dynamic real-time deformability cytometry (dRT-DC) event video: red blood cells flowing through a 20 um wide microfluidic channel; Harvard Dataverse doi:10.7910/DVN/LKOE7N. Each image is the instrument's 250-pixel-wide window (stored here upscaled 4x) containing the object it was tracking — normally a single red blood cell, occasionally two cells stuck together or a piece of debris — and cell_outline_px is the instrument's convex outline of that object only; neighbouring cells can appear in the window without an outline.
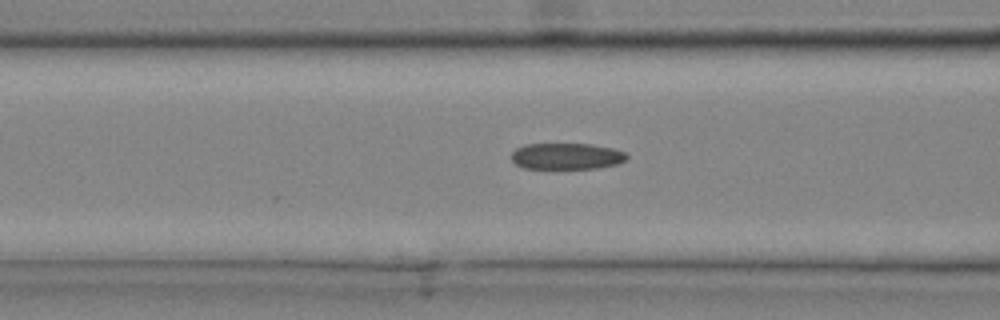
{"species": "common noctule bat (a hibernating species)", "species_latin": "Nyctalus noctula", "temperature_condition": "cold", "stored_images_in_passage": 31, "camera_frame_rate_fps": 3000, "um_per_image_px": 0.085, "animal": {"sex": "male", "body_mass_g": 20.4}, "frame": {"image": 1, "passage_image": 9, "time_ms": 2.667, "image_size_px": [1000, 320], "cell_outline_px": [[628, 160], [616, 164], [600, 168], [524, 168], [516, 164], [512, 160], [512, 152], [516, 148], [524, 144], [592, 144], [612, 148], [624, 152], [628, 156]], "centroid_in_image_um": [48.18, 13.27], "position_along_channel_um": 118.4, "area_um2": 17.69}}